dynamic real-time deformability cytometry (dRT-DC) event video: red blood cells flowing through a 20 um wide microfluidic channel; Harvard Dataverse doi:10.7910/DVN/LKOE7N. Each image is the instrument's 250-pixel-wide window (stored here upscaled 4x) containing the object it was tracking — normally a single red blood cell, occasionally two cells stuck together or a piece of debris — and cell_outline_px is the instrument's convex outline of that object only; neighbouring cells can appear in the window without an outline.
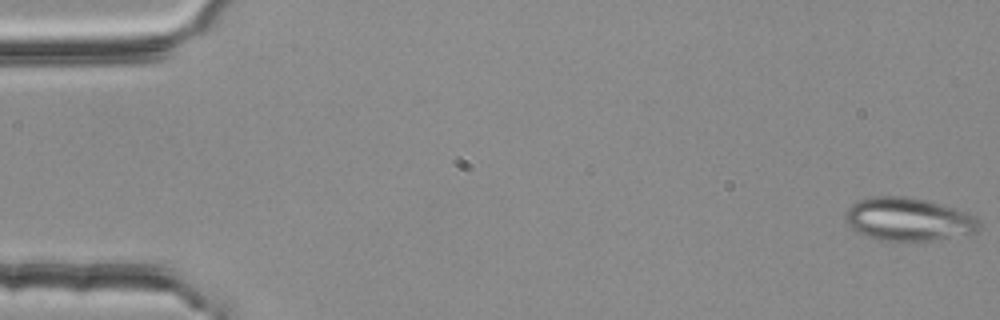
{"species": "common noctule bat (a hibernating species)", "species_latin": "Nyctalus noctula", "temperature_condition": "room temperature", "stored_images_in_passage": 54, "camera_frame_rate_fps": 3000, "um_per_image_px": 0.085, "animal": {"sex": "female", "body_mass_g": 25.1}, "frame": {"image": 1, "passage_image": 1, "time_ms": 0.0, "image_size_px": [1000, 320], "cell_outline_px": [[980, 228], [976, 232], [932, 240], [880, 240], [864, 236], [856, 232], [844, 220], [844, 212], [856, 200], [872, 196], [904, 196], [924, 200], [952, 208], [964, 212], [972, 216], [980, 224]], "centroid_in_image_um": [77.11, 18.63], "position_along_channel_um": 7.9, "area_um2": 33.23}}
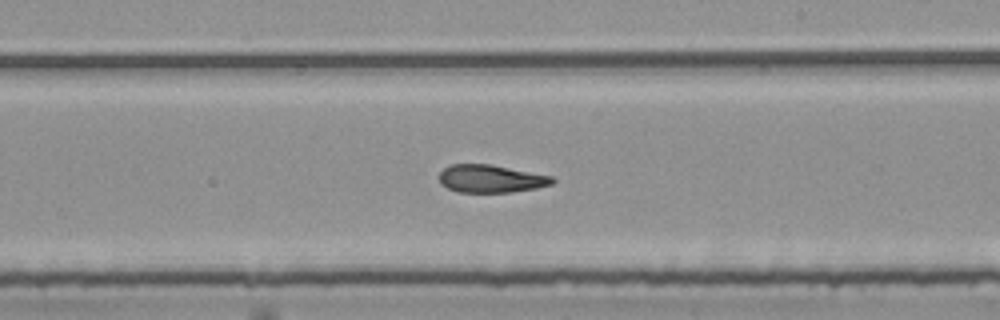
{"frame": {"image": 2, "passage_image": 32, "time_ms": 10.333, "image_size_px": [1000, 320], "cell_outline_px": [[556, 180], [552, 184], [536, 188], [512, 192], [460, 192], [448, 188], [440, 184], [440, 172], [448, 164], [492, 164], [552, 176]], "centroid_in_image_um": [41.73, 15.18], "position_along_channel_um": 247.3, "area_um2": 18.38}}
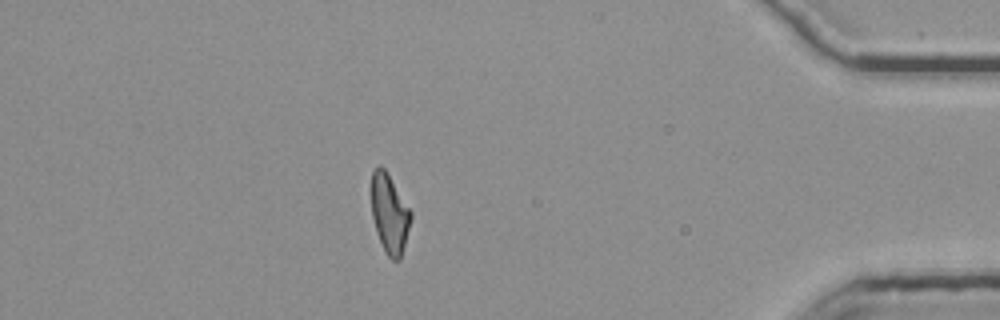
{"frame": {"image": 3, "passage_image": 48, "time_ms": 15.667, "image_size_px": [1000, 320], "cell_outline_px": [[412, 216], [400, 260], [392, 260], [388, 256], [376, 232], [372, 216], [368, 188], [372, 172], [380, 164], [384, 168], [412, 212]], "centroid_in_image_um": [33.06, 18.1], "position_along_channel_um": 402.1, "area_um2": 18.44}, "authors_computed_cell_mechanics": {"area_um2": 19.5942, "velocity_mm_per_s": 3.7772, "shape_relaxation_time_tau1_ms": null, "shape_relaxation_time_tau2_ms": 3.0942, "deformation_change_tau1": null, "deformation_change_tau2": 0.102}}